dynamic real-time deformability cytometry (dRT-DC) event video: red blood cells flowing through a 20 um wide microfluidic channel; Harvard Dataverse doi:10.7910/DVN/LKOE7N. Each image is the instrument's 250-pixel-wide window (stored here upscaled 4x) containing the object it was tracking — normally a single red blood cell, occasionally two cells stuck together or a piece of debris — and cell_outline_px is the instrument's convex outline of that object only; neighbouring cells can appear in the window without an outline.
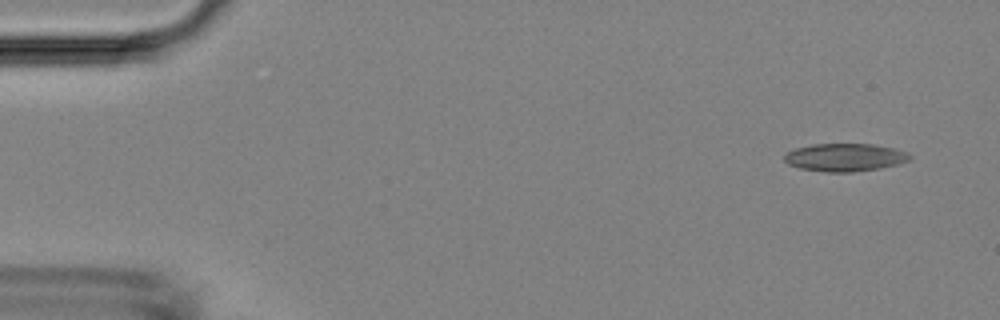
{"species": "Egyptian fruit bat (a non-hibernating species)", "species_latin": "Rousettus aegyptiacus", "temperature_condition": "room temperature", "stored_images_in_passage": 3, "camera_frame_rate_fps": 3000, "um_per_image_px": 0.085, "animal": {"sex": "female"}, "frame": {"image": 1, "passage_image": 1, "time_ms": 0.0, "image_size_px": [1000, 320], "cell_outline_px": [[912, 160], [880, 168], [852, 172], [824, 172], [800, 168], [788, 164], [784, 160], [784, 156], [788, 152], [796, 148], [812, 144], [872, 144], [896, 148], [908, 152], [912, 156]], "centroid_in_image_um": [71.85, 13.37], "position_along_channel_um": 13.1, "area_um2": 20.46}}
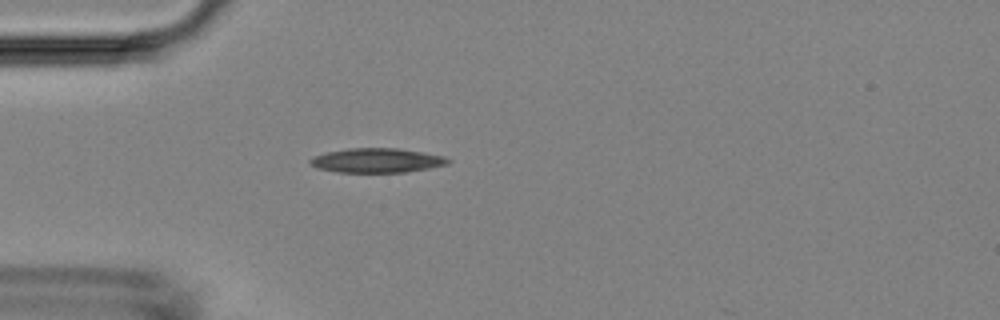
{"frame": {"image": 2, "passage_image": 3, "time_ms": 3.667, "image_size_px": [1000, 320], "cell_outline_px": [[452, 160], [448, 164], [428, 168], [404, 172], [336, 172], [316, 168], [308, 164], [308, 160], [312, 156], [324, 152], [348, 148], [400, 148], [424, 152], [444, 156]], "centroid_in_image_um": [31.98, 13.63], "position_along_channel_um": 53.0, "area_um2": 19.88}}